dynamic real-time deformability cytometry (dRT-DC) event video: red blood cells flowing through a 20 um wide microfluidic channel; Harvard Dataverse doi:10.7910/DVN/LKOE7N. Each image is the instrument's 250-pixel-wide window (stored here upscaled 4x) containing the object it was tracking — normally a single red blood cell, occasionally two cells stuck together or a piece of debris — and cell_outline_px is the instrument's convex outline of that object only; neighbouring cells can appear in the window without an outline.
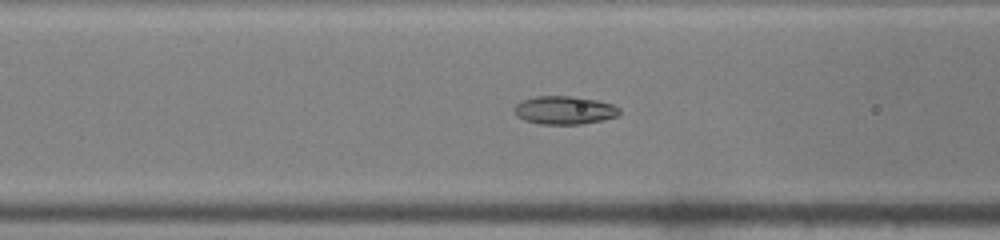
{"species": "common noctule bat (a hibernating species)", "species_latin": "Nyctalus noctula", "temperature_condition": "warm", "stored_images_in_passage": 39, "camera_frame_rate_fps": 3000, "um_per_image_px": 0.085, "animal": {"sex": "male", "body_mass_g": 19.0, "forearm_length_mm": 50.8}, "frame": {"image": 1, "passage_image": 19, "time_ms": 6.0, "image_size_px": [1000, 240], "cell_outline_px": [[620, 112], [616, 116], [604, 120], [580, 124], [540, 124], [524, 120], [516, 116], [516, 104], [524, 100], [536, 96], [568, 96], [596, 100], [612, 104], [620, 108]], "centroid_in_image_um": [47.99, 9.37], "position_along_channel_um": 118.6, "area_um2": 17.11}}
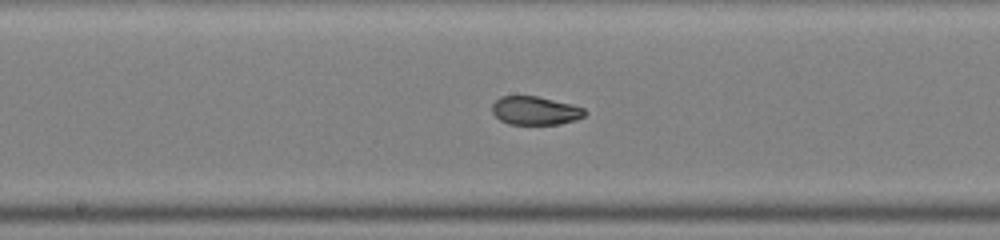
{"frame": {"image": 2, "passage_image": 25, "time_ms": 8.0, "image_size_px": [1000, 240], "cell_outline_px": [[588, 112], [584, 116], [576, 120], [560, 124], [508, 124], [500, 120], [492, 112], [492, 104], [500, 96], [536, 96], [572, 104], [584, 108]], "centroid_in_image_um": [45.5, 9.4], "position_along_channel_um": 202.7, "area_um2": 15.43}}
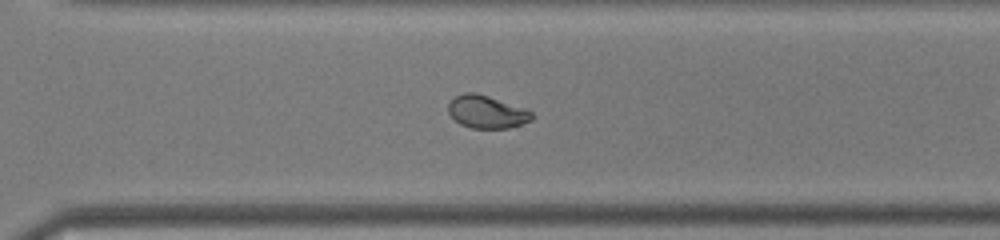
{"frame": {"image": 3, "passage_image": 34, "time_ms": 11.0, "image_size_px": [1000, 240], "cell_outline_px": [[536, 116], [532, 120], [508, 128], [472, 128], [460, 124], [448, 112], [448, 104], [456, 96], [464, 92], [476, 92], [528, 108]], "centroid_in_image_um": [41.42, 9.49], "position_along_channel_um": 329.2, "area_um2": 16.13}}